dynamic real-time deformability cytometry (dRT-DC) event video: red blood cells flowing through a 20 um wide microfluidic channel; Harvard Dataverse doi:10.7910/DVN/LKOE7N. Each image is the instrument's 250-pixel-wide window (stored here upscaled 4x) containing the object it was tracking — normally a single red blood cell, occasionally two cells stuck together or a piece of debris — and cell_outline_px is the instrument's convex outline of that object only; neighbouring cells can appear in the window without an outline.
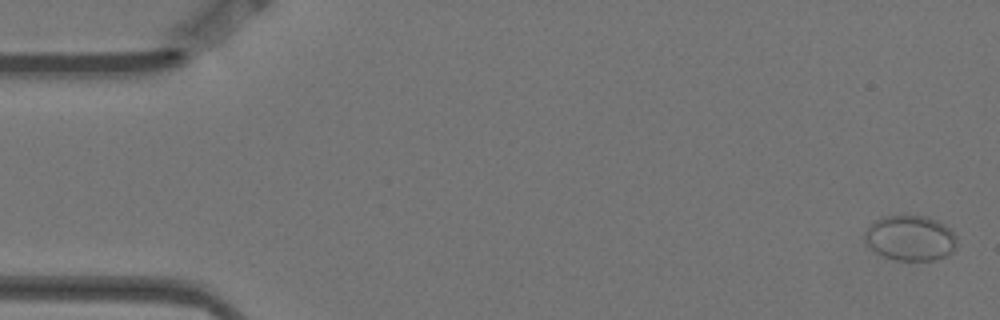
{"species": "Egyptian fruit bat (a non-hibernating species)", "species_latin": "Rousettus aegyptiacus", "temperature_condition": "warm", "stored_images_in_passage": 4, "camera_frame_rate_fps": 3000, "um_per_image_px": 0.085, "animal": {"sex": "female"}, "frame": {"image": 1, "passage_image": 1, "time_ms": 0.0, "image_size_px": [1000, 320], "cell_outline_px": [[956, 248], [952, 252], [936, 260], [896, 260], [884, 256], [876, 252], [864, 240], [864, 232], [880, 216], [928, 216], [940, 220], [956, 236]], "centroid_in_image_um": [77.39, 20.22], "position_along_channel_um": 7.6, "area_um2": 24.28}}